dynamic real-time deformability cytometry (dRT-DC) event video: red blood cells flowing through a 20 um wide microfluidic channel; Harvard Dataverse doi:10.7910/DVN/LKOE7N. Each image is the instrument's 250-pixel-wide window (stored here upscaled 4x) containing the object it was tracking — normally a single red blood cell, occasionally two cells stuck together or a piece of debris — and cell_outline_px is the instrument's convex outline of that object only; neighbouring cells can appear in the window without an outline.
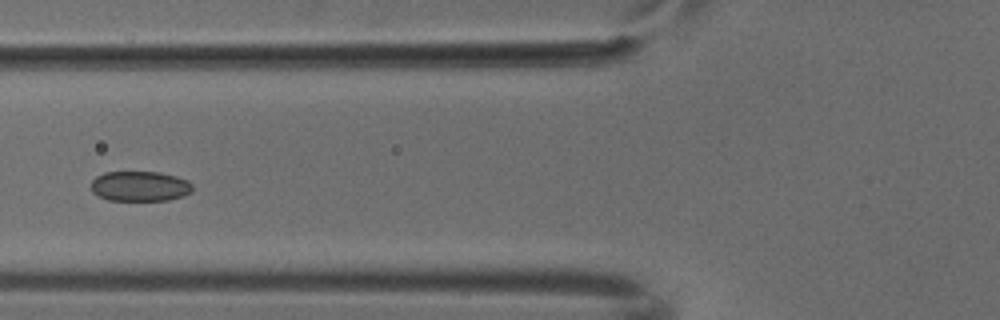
{"species": "common noctule bat (a hibernating species)", "species_latin": "Nyctalus noctula", "temperature_condition": "cold", "stored_images_in_passage": 7, "camera_frame_rate_fps": 3000, "um_per_image_px": 0.085, "animal": {"sex": "male", "body_mass_g": 18.8}, "frame": {"image": 1, "passage_image": 6, "time_ms": 1.667, "image_size_px": [1000, 320], "cell_outline_px": [[192, 192], [184, 196], [168, 200], [108, 200], [92, 192], [92, 180], [96, 176], [104, 172], [160, 172], [176, 176], [188, 180], [192, 184]], "centroid_in_image_um": [11.92, 15.82], "position_along_channel_um": 113.9, "area_um2": 17.86}}
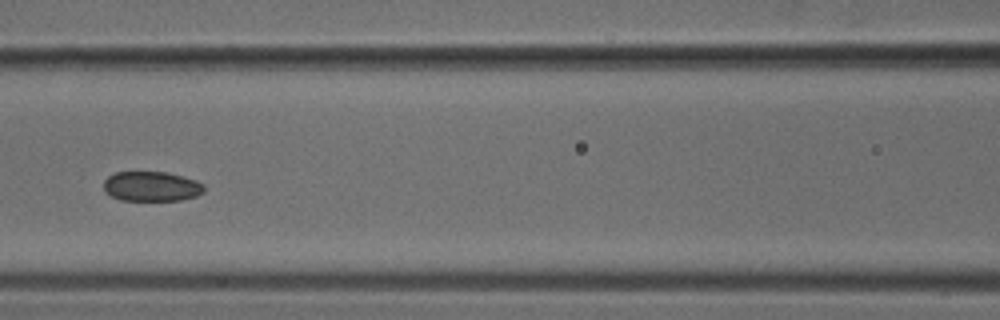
{"frame": {"image": 2, "passage_image": 7, "time_ms": 2.0, "image_size_px": [1000, 320], "cell_outline_px": [[204, 192], [196, 196], [180, 200], [120, 200], [104, 192], [104, 180], [108, 176], [116, 172], [164, 172], [196, 180], [204, 184]], "centroid_in_image_um": [12.86, 15.84], "position_along_channel_um": 153.7, "area_um2": 17.4}}